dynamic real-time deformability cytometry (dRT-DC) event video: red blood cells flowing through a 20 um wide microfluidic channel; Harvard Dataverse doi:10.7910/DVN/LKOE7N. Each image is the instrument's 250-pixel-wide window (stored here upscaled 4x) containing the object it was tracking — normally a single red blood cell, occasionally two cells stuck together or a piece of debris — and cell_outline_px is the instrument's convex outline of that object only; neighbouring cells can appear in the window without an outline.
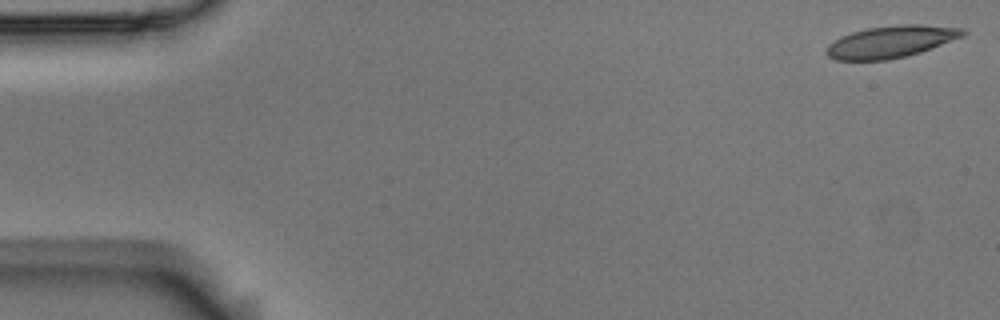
{"species": "Egyptian fruit bat (a non-hibernating species)", "species_latin": "Rousettus aegyptiacus", "temperature_condition": "room temperature", "stored_images_in_passage": 5, "camera_frame_rate_fps": 3000, "um_per_image_px": 0.085, "animal": {"sex": "male"}, "frame": {"image": 1, "passage_image": 1, "time_ms": 0.0, "image_size_px": [1000, 320], "cell_outline_px": [[968, 32], [964, 36], [932, 48], [908, 56], [888, 60], [836, 60], [828, 56], [828, 44], [840, 36], [852, 32], [868, 28], [896, 24], [920, 24], [964, 28]], "centroid_in_image_um": [75.77, 3.54], "position_along_channel_um": 9.2, "area_um2": 25.55}}
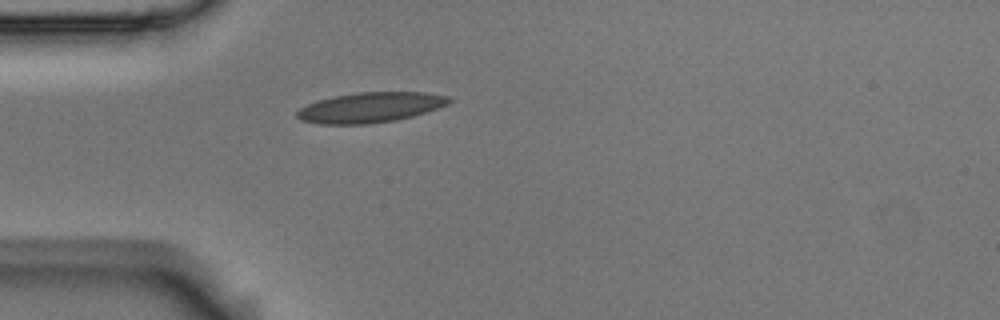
{"frame": {"image": 2, "passage_image": 5, "time_ms": 1.333, "image_size_px": [1000, 320], "cell_outline_px": [[452, 100], [448, 104], [412, 116], [396, 120], [368, 124], [320, 124], [300, 120], [296, 116], [296, 112], [300, 108], [308, 104], [320, 100], [336, 96], [356, 92], [424, 92], [448, 96]], "centroid_in_image_um": [31.47, 9.13], "position_along_channel_um": 53.5, "area_um2": 26.53}}